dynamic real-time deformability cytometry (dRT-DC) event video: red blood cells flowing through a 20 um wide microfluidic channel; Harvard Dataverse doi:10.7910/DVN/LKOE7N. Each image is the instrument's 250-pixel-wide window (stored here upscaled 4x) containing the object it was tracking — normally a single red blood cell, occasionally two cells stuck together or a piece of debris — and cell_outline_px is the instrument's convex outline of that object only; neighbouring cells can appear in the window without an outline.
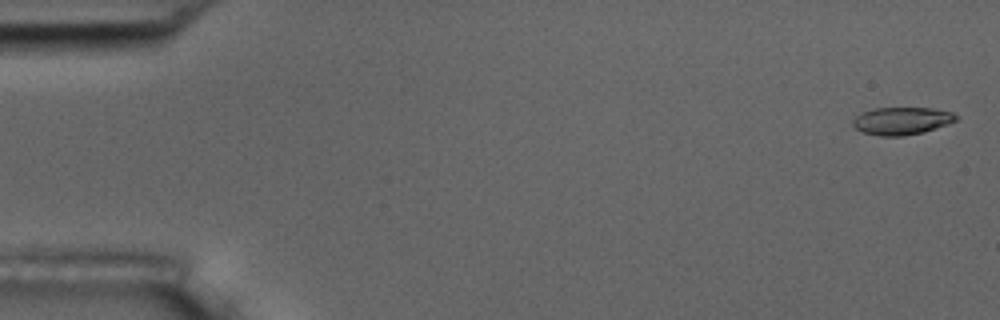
{"species": "common noctule bat (a hibernating species)", "species_latin": "Nyctalus noctula", "temperature_condition": "room temperature", "stored_images_in_passage": 8, "camera_frame_rate_fps": 3000, "um_per_image_px": 0.085, "animal": {"sex": "male", "body_mass_g": 17.5, "forearm_length_mm": 52.3}, "frame": {"image": 1, "passage_image": 1, "time_ms": 0.0, "image_size_px": [1000, 320], "cell_outline_px": [[960, 116], [956, 120], [948, 124], [924, 132], [904, 136], [880, 136], [864, 132], [856, 128], [852, 124], [852, 120], [856, 116], [872, 108], [932, 108], [952, 112]], "centroid_in_image_um": [76.67, 10.27], "position_along_channel_um": 8.3, "area_um2": 16.59}}
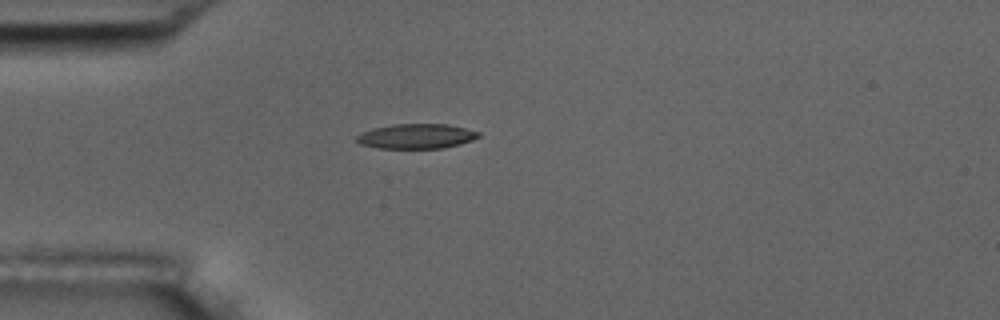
{"frame": {"image": 2, "passage_image": 4, "time_ms": 4.667, "image_size_px": [1000, 320], "cell_outline_px": [[480, 136], [472, 140], [460, 144], [444, 148], [376, 148], [360, 144], [356, 140], [356, 136], [372, 128], [392, 124], [448, 124], [480, 132]], "centroid_in_image_um": [35.39, 11.58], "position_along_channel_um": 49.6, "area_um2": 17.63}}
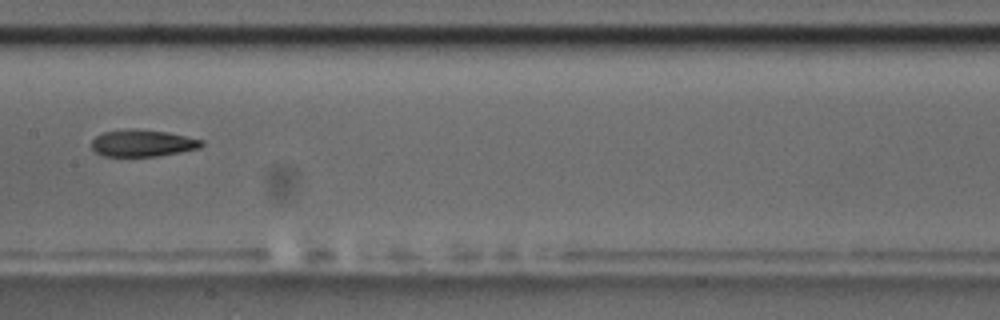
{"frame": {"image": 3, "passage_image": 8, "time_ms": 9.0, "image_size_px": [1000, 320], "cell_outline_px": [[204, 144], [200, 148], [180, 152], [156, 156], [104, 156], [96, 152], [92, 148], [92, 140], [96, 136], [104, 132], [128, 128], [136, 128], [168, 132], [204, 140]], "centroid_in_image_um": [12.13, 12.15], "position_along_channel_um": 195.3, "area_um2": 17.34}}